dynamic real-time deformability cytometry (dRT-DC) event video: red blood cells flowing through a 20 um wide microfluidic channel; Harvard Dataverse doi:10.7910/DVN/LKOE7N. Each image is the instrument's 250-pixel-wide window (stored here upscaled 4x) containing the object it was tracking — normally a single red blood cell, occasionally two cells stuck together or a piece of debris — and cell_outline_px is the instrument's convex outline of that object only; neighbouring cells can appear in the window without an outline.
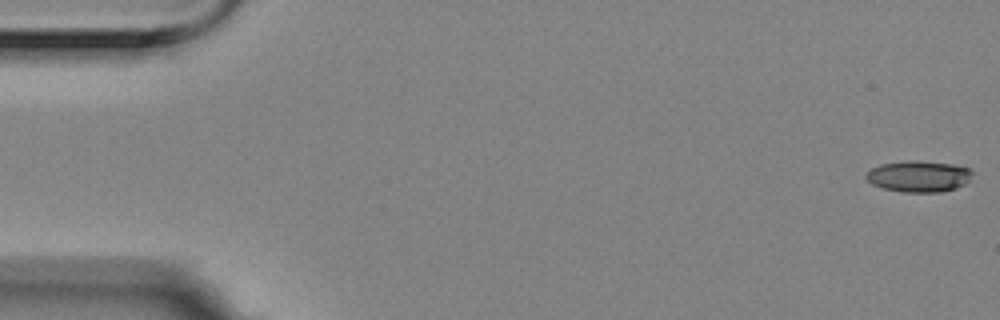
{"species": "Egyptian fruit bat (a non-hibernating species)", "species_latin": "Rousettus aegyptiacus", "temperature_condition": "room temperature", "stored_images_in_passage": 3, "camera_frame_rate_fps": 3000, "um_per_image_px": 0.085, "animal": {"sex": "female"}, "frame": {"image": 1, "passage_image": 1, "time_ms": 0.0, "image_size_px": [1000, 320], "cell_outline_px": [[972, 172], [968, 180], [964, 184], [956, 188], [940, 192], [900, 192], [884, 188], [872, 184], [864, 176], [872, 168], [880, 164], [908, 160], [916, 160], [952, 164], [968, 168]], "centroid_in_image_um": [78.06, 14.98], "position_along_channel_um": 6.9, "area_um2": 19.25}}